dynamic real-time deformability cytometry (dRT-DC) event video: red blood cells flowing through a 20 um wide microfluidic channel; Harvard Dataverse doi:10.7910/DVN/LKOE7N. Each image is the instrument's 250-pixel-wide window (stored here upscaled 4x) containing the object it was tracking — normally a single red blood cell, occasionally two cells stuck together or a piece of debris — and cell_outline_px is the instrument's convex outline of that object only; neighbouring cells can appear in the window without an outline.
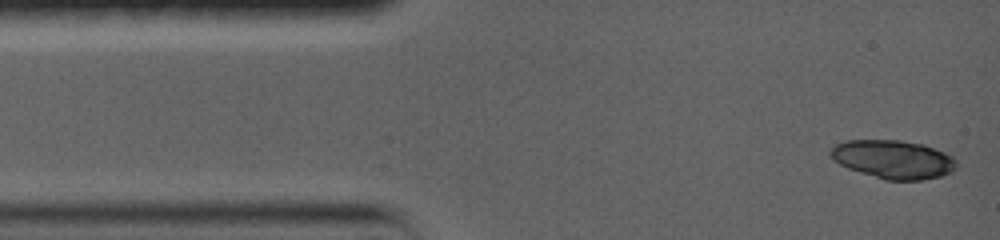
{"species": "common noctule bat (a hibernating species)", "species_latin": "Nyctalus noctula", "temperature_condition": "warm", "stored_images_in_passage": 3, "camera_frame_rate_fps": 5000, "um_per_image_px": 0.085, "animal": {"sex": "female", "body_mass_g": 19.0, "forearm_length_mm": 56.7}, "frame": {"image": 1, "passage_image": 1, "time_ms": 0.0, "image_size_px": [1000, 240], "cell_outline_px": [[956, 168], [952, 172], [940, 176], [920, 180], [884, 180], [848, 168], [832, 160], [828, 152], [836, 144], [844, 140], [900, 140], [924, 144], [944, 152], [952, 156], [956, 160]], "centroid_in_image_um": [75.91, 13.54], "position_along_channel_um": 9.1, "area_um2": 28.38}}